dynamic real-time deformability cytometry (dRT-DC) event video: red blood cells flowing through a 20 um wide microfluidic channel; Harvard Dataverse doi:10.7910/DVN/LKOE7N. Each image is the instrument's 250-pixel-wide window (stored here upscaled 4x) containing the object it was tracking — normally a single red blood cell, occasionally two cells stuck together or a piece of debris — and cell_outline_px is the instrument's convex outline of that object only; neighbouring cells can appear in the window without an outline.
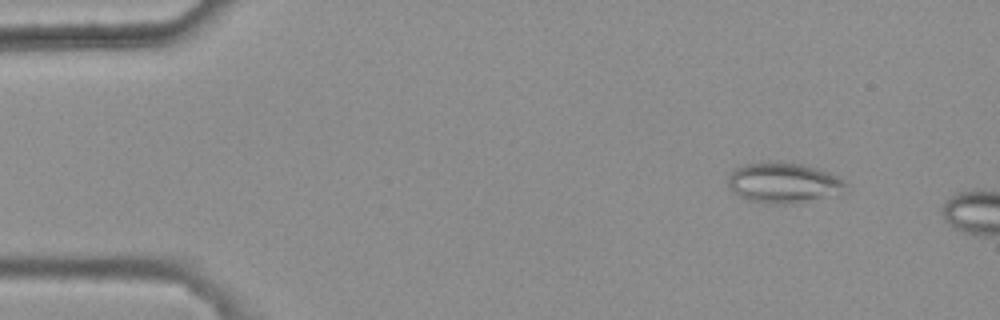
{"species": "common noctule bat (a hibernating species)", "species_latin": "Nyctalus noctula", "temperature_condition": "warm", "stored_images_in_passage": 3, "camera_frame_rate_fps": 3000, "um_per_image_px": 0.085, "animal": {"sex": "female", "body_mass_g": 25.1}, "frame": {"image": 1, "passage_image": 2, "time_ms": 0.333, "image_size_px": [1000, 320], "cell_outline_px": [[848, 192], [840, 196], [792, 204], [772, 204], [748, 200], [732, 192], [728, 184], [728, 176], [736, 168], [744, 164], [780, 160], [820, 168], [836, 176], [844, 184]], "centroid_in_image_um": [66.64, 15.55], "position_along_channel_um": 18.4, "area_um2": 28.38}}